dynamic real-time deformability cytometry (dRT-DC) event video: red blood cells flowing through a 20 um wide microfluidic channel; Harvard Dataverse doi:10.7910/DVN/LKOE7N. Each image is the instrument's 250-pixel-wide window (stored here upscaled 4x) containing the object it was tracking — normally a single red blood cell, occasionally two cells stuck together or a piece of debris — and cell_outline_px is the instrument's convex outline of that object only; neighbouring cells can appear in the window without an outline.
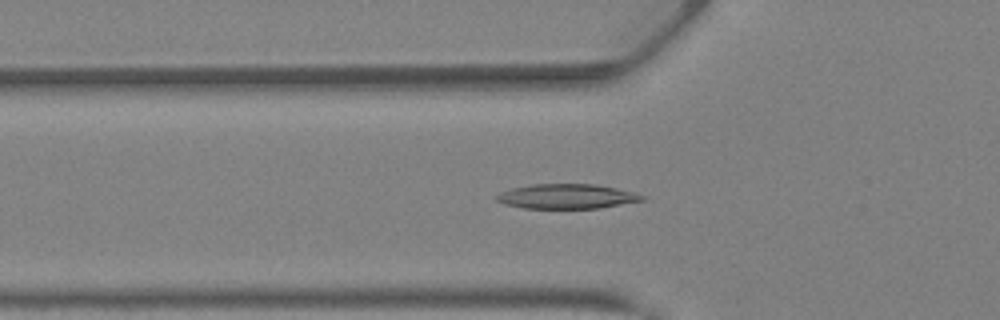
{"species": "Egyptian fruit bat (a non-hibernating species)", "species_latin": "Rousettus aegyptiacus", "temperature_condition": "warm", "stored_images_in_passage": 42, "camera_frame_rate_fps": 3000, "um_per_image_px": 0.085, "animal": {"sex": "female"}, "frame": {"image": 1, "passage_image": 15, "time_ms": 4.667, "image_size_px": [1000, 320], "cell_outline_px": [[648, 196], [644, 200], [600, 208], [524, 208], [504, 204], [496, 200], [492, 196], [512, 188], [532, 184], [596, 184], [616, 188]], "centroid_in_image_um": [48.17, 16.69], "position_along_channel_um": 77.6, "area_um2": 20.98}}
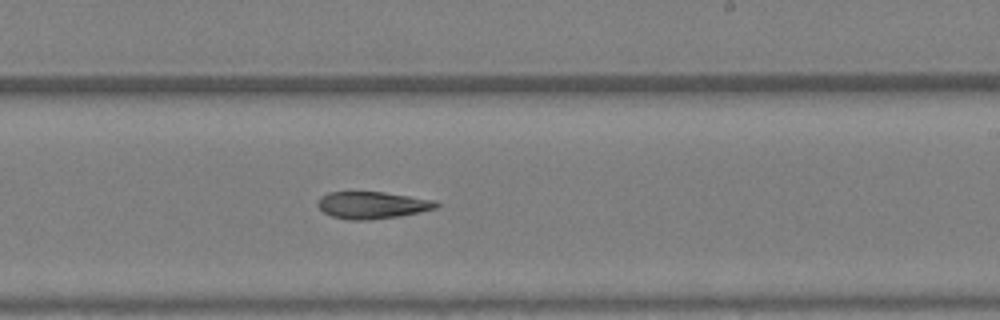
{"frame": {"image": 2, "passage_image": 26, "time_ms": 8.333, "image_size_px": [1000, 320], "cell_outline_px": [[440, 204], [436, 208], [420, 212], [396, 216], [368, 220], [348, 220], [332, 216], [324, 212], [316, 204], [320, 196], [328, 192], [384, 192], [432, 200]], "centroid_in_image_um": [31.59, 17.43], "position_along_channel_um": 257.4, "area_um2": 18.5}}
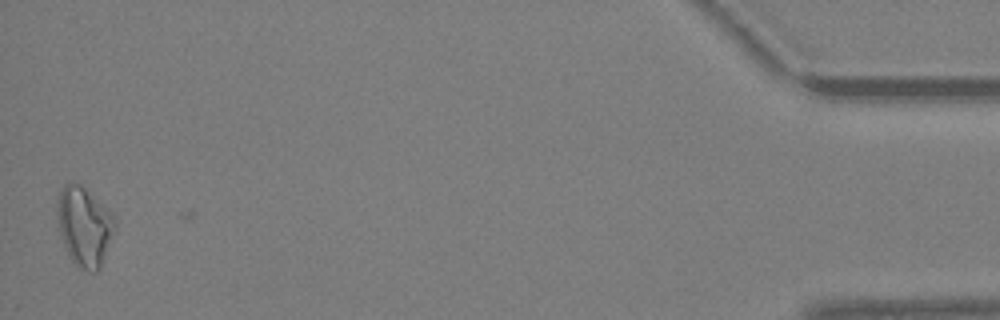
{"frame": {"image": 3, "passage_image": 42, "time_ms": 13.667, "image_size_px": [1000, 320], "cell_outline_px": [[116, 224], [100, 268], [96, 272], [92, 272], [80, 268], [68, 256], [60, 232], [56, 216], [56, 204], [60, 192], [64, 184], [80, 184], [112, 212], [116, 216]], "centroid_in_image_um": [7.16, 19.24], "position_along_channel_um": 428.0, "area_um2": 26.41}}